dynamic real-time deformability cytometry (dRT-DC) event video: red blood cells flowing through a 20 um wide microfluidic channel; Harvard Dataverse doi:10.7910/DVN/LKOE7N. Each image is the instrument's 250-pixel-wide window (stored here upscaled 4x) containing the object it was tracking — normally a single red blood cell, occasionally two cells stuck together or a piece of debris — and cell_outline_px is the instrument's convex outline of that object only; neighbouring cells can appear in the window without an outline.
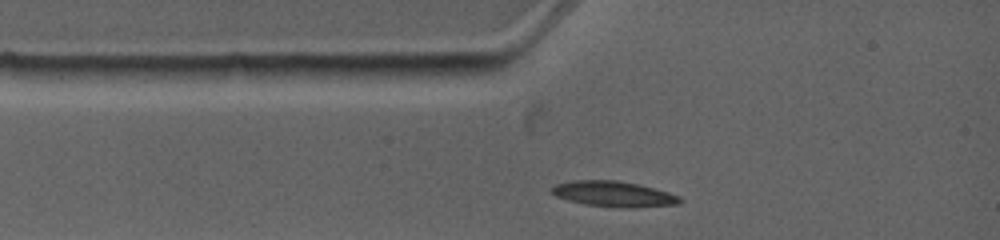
{"species": "common noctule bat (a hibernating species)", "species_latin": "Nyctalus noctula", "temperature_condition": "warm", "stored_images_in_passage": 2, "camera_frame_rate_fps": 4500, "um_per_image_px": 0.085, "animal": {"sex": "female", "body_mass_g": 19.0, "forearm_length_mm": 53.3}, "frame": {"image": 1, "passage_image": 1, "time_ms": 0.0, "image_size_px": [1000, 240], "cell_outline_px": [[684, 200], [680, 204], [620, 208], [584, 204], [568, 200], [556, 196], [548, 192], [556, 184], [576, 180], [616, 180], [636, 184], [668, 192], [680, 196]], "centroid_in_image_um": [52.15, 16.49], "position_along_channel_um": 32.9, "area_um2": 18.96}}
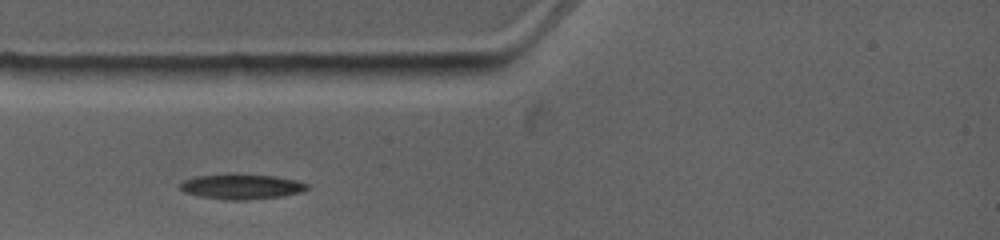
{"frame": {"image": 2, "passage_image": 2, "time_ms": 0.889, "image_size_px": [1000, 240], "cell_outline_px": [[308, 188], [300, 192], [280, 196], [244, 200], [228, 200], [200, 196], [184, 192], [180, 188], [180, 184], [184, 180], [196, 176], [224, 172], [228, 172], [272, 176], [296, 180], [308, 184]], "centroid_in_image_um": [20.47, 15.83], "position_along_channel_um": 64.5, "area_um2": 18.79}}